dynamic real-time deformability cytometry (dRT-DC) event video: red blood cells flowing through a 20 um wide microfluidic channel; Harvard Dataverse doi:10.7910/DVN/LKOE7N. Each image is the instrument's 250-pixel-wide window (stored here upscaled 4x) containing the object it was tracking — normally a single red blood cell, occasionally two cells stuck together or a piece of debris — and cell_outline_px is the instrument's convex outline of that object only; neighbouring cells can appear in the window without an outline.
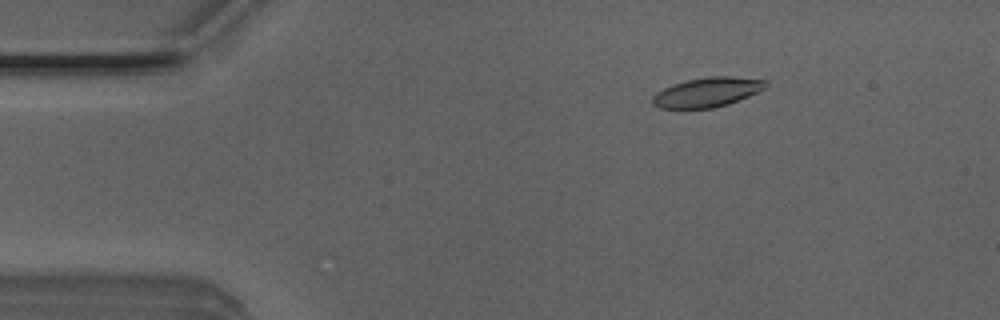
{"species": "Egyptian fruit bat (a non-hibernating species)", "species_latin": "Rousettus aegyptiacus", "temperature_condition": "room temperature", "stored_images_in_passage": 51, "camera_frame_rate_fps": 3000, "um_per_image_px": 0.085, "animal": {"sex": "male"}, "frame": {"image": 1, "passage_image": 8, "time_ms": 2.333, "image_size_px": [1000, 320], "cell_outline_px": [[768, 84], [764, 88], [748, 96], [728, 104], [716, 108], [660, 108], [652, 104], [652, 96], [656, 92], [672, 84], [688, 80], [708, 76], [732, 76], [768, 80]], "centroid_in_image_um": [60.11, 7.83], "position_along_channel_um": 24.9, "area_um2": 19.48}}
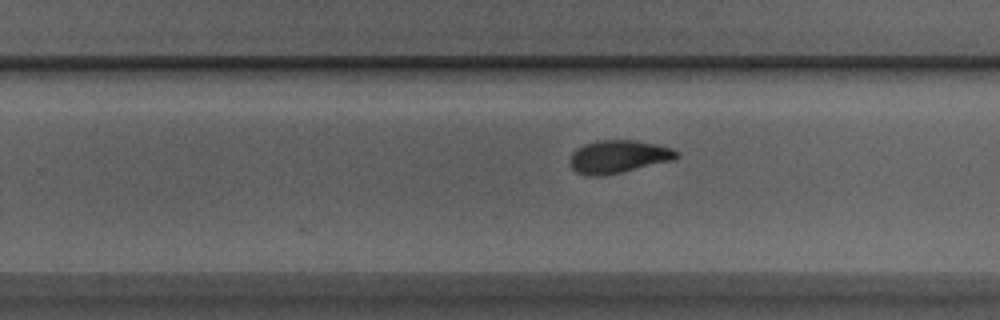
{"frame": {"image": 2, "passage_image": 32, "time_ms": 10.333, "image_size_px": [1000, 320], "cell_outline_px": [[680, 156], [672, 160], [604, 176], [588, 176], [576, 172], [568, 164], [572, 152], [576, 148], [584, 144], [596, 140], [632, 140], [656, 144], [672, 148], [680, 152]], "centroid_in_image_um": [52.53, 13.31], "position_along_channel_um": 277.3, "area_um2": 20.58}}
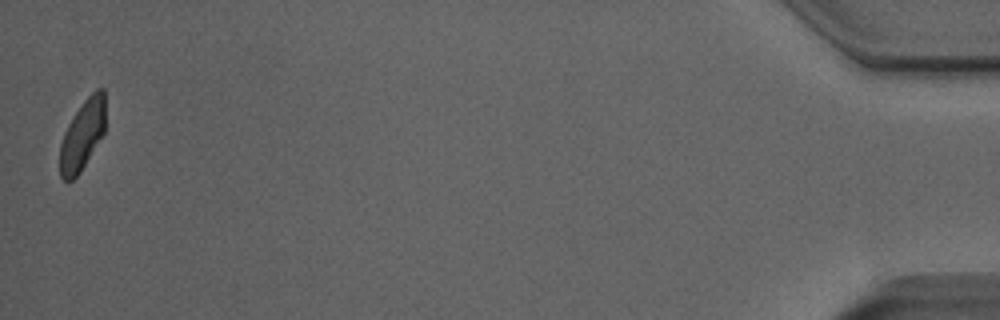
{"frame": {"image": 3, "passage_image": 51, "time_ms": 16.667, "image_size_px": [1000, 320], "cell_outline_px": [[104, 136], [80, 172], [72, 180], [64, 180], [60, 176], [60, 144], [64, 132], [68, 124], [84, 100], [96, 88], [104, 88]], "centroid_in_image_um": [7.01, 11.49], "position_along_channel_um": 428.2, "area_um2": 18.55}, "authors_computed_cell_mechanics": {"area_um2": 19.8832, "velocity_mm_per_s": 3.9699, "shape_relaxation_time_tau1_ms": 4.6593, "shape_relaxation_time_tau2_ms": 1.2948, "deformation_change_tau1": 0.1467, "deformation_change_tau2": 0.0597}}